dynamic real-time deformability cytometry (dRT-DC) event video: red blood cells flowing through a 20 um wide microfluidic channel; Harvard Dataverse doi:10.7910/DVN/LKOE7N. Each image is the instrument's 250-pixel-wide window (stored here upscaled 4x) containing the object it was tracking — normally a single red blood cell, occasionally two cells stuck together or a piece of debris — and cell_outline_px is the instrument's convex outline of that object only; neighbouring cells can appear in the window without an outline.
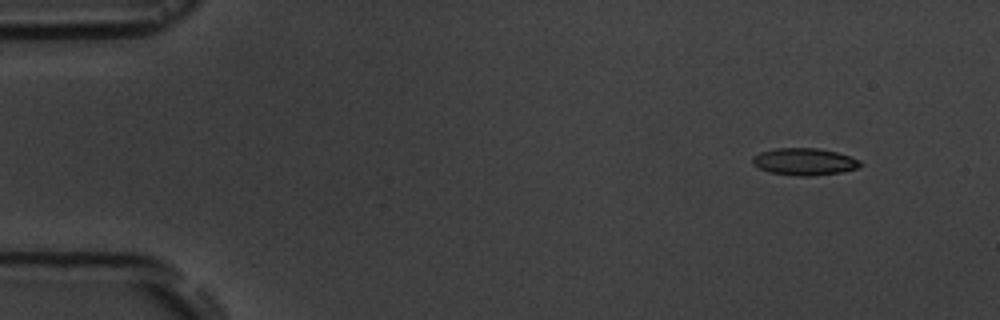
{"species": "common noctule bat (a hibernating species)", "species_latin": "Nyctalus noctula", "temperature_condition": "room temperature", "stored_images_in_passage": 5, "segment_of_instrument_passage": [1, 2], "camera_frame_rate_fps": 3000, "um_per_image_px": 0.085, "animal": {"sex": "male", "body_mass_g": 19.5, "forearm_length_mm": 54.6}, "frame": {"image": 1, "passage_image": 1, "time_ms": 0.0, "image_size_px": [1000, 320], "cell_outline_px": [[864, 164], [856, 168], [840, 172], [812, 176], [796, 176], [768, 172], [752, 164], [752, 156], [760, 152], [776, 148], [820, 148], [836, 152], [860, 160]], "centroid_in_image_um": [68.35, 13.74], "position_along_channel_um": 16.7, "area_um2": 17.05}}
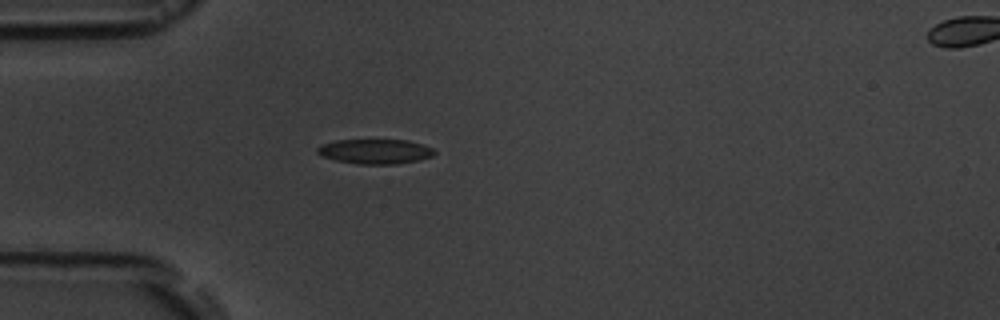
{"frame": {"image": 2, "passage_image": 4, "time_ms": 3.667, "image_size_px": [1000, 320], "cell_outline_px": [[436, 152], [432, 156], [420, 160], [396, 164], [356, 164], [336, 160], [320, 156], [316, 152], [316, 148], [320, 144], [336, 140], [408, 140], [424, 144], [432, 148]], "centroid_in_image_um": [31.87, 12.87], "position_along_channel_um": 53.1, "area_um2": 17.11}}